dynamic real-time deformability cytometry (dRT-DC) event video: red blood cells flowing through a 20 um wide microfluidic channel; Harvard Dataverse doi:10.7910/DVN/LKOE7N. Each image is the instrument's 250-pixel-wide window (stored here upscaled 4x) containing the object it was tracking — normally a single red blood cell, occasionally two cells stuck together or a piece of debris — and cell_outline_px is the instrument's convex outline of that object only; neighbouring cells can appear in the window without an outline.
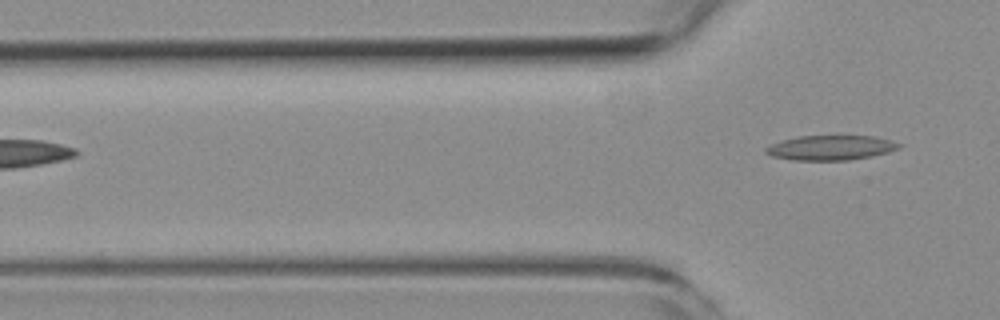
{"species": "common noctule bat (a hibernating species)", "species_latin": "Nyctalus noctula", "temperature_condition": "room temperature", "stored_images_in_passage": 4, "camera_frame_rate_fps": 3000, "um_per_image_px": 0.085, "animal": {"sex": "female", "body_mass_g": 19.3, "forearm_length_mm": 54.1}, "frame": {"image": 1, "passage_image": 4, "time_ms": 4.333, "image_size_px": [1000, 320], "cell_outline_px": [[900, 148], [888, 152], [872, 156], [848, 160], [792, 160], [772, 156], [764, 152], [764, 148], [772, 144], [796, 136], [872, 136], [892, 140], [900, 144]], "centroid_in_image_um": [70.6, 12.56], "position_along_channel_um": 55.2, "area_um2": 19.13}}